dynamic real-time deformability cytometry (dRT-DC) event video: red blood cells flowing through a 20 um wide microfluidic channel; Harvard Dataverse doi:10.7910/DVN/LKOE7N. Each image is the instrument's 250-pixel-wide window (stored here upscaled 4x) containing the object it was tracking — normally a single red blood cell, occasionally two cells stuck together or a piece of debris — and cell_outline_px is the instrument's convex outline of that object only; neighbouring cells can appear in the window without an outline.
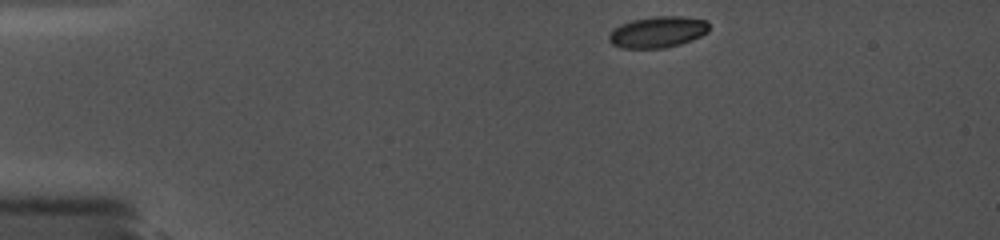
{"species": "common noctule bat (a hibernating species)", "species_latin": "Nyctalus noctula", "temperature_condition": "cold", "stored_images_in_passage": 66, "camera_frame_rate_fps": 5000, "um_per_image_px": 0.085, "animal": {"sex": "female", "body_mass_g": 19.0, "forearm_length_mm": 56.7}, "frame": {"image": 1, "passage_image": 1, "time_ms": 0.0, "image_size_px": [1000, 240], "cell_outline_px": [[708, 32], [692, 40], [680, 44], [664, 48], [620, 48], [612, 44], [608, 40], [608, 36], [612, 28], [620, 24], [632, 20], [656, 16], [680, 16], [708, 20]], "centroid_in_image_um": [55.88, 2.72], "position_along_channel_um": 29.1, "area_um2": 18.38}}
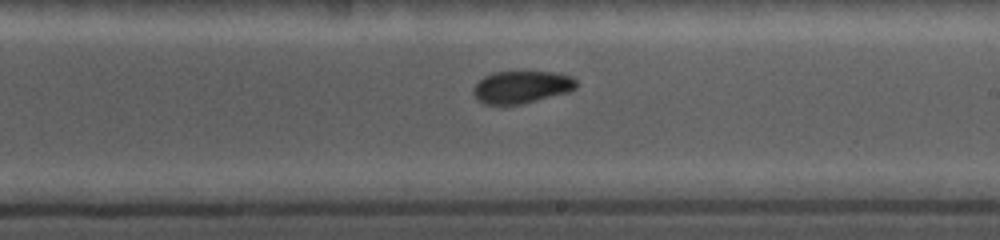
{"frame": {"image": 2, "passage_image": 37, "time_ms": 7.6, "image_size_px": [1000, 240], "cell_outline_px": [[580, 84], [576, 88], [568, 92], [524, 104], [484, 104], [476, 100], [472, 92], [472, 88], [484, 76], [492, 72], [556, 72], [572, 76]], "centroid_in_image_um": [44.34, 7.4], "position_along_channel_um": 244.7, "area_um2": 19.71}}
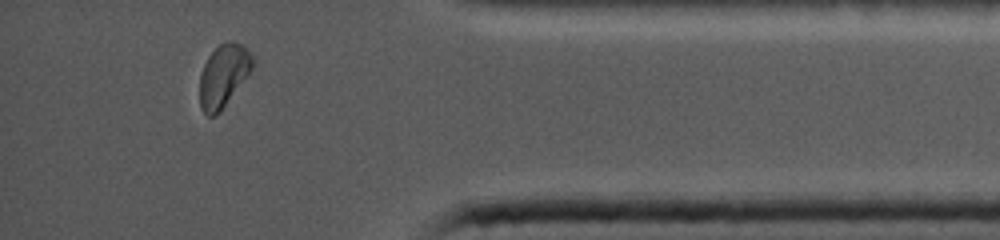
{"frame": {"image": 3, "passage_image": 60, "time_ms": 12.4, "image_size_px": [1000, 240], "cell_outline_px": [[256, 64], [220, 112], [212, 116], [208, 116], [200, 108], [200, 72], [208, 56], [220, 44], [228, 40], [232, 40], [244, 44], [252, 56]], "centroid_in_image_um": [19.01, 6.4], "position_along_channel_um": 416.2, "area_um2": 19.42}, "authors_computed_cell_mechanics": {"area_um2": 19.4208, "velocity_mm_per_s": 3.8026, "shape_relaxation_time_tau1_ms": null, "shape_relaxation_time_tau2_ms": 1.1994, "deformation_change_tau1": null, "deformation_change_tau2": 0.031}}